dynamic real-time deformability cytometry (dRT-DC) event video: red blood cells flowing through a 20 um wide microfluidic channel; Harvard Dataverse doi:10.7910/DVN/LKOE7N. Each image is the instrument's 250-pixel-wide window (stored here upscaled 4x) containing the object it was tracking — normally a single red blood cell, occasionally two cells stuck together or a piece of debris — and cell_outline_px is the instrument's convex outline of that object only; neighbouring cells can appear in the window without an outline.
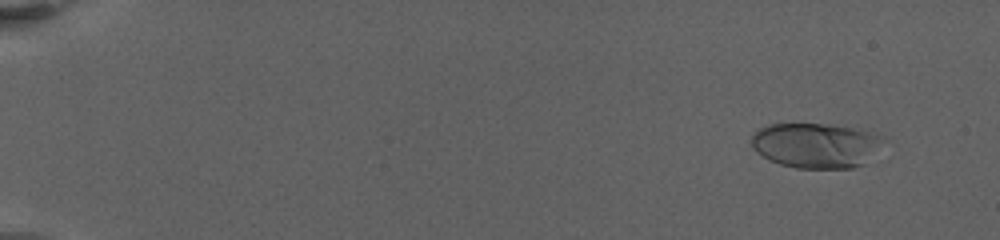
{"species": "human", "species_latin": "Homo sapiens", "temperature_condition": "warm", "stored_images_in_passage": 16, "camera_frame_rate_fps": 3000, "um_per_image_px": 0.085, "donor": {"sex": "female"}, "frame": {"image": 1, "passage_image": 3, "time_ms": 1.667, "image_size_px": [1000, 240], "cell_outline_px": [[880, 136], [860, 164], [852, 168], [796, 168], [780, 164], [768, 160], [756, 152], [752, 148], [752, 136], [760, 128], [772, 124], [828, 124], [852, 128], [868, 132]], "centroid_in_image_um": [69.13, 12.35], "position_along_channel_um": 15.9, "area_um2": 33.12}}
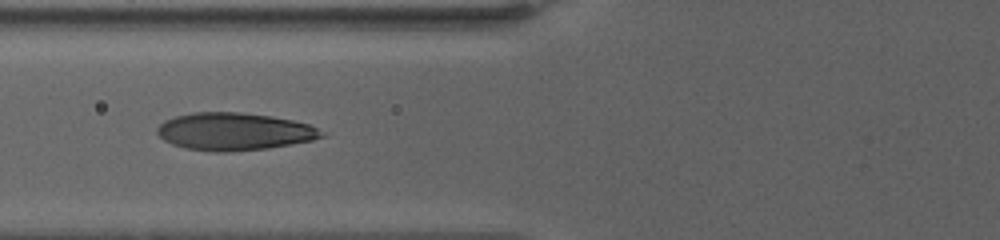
{"frame": {"image": 2, "passage_image": 13, "time_ms": 9.667, "image_size_px": [1000, 240], "cell_outline_px": [[324, 136], [312, 140], [292, 144], [268, 148], [228, 152], [212, 152], [184, 148], [172, 144], [164, 140], [156, 132], [156, 128], [164, 120], [176, 116], [192, 112], [240, 112], [272, 116], [292, 120], [308, 124], [324, 132]], "centroid_in_image_um": [19.88, 11.18], "position_along_channel_um": 105.9, "area_um2": 36.07}}
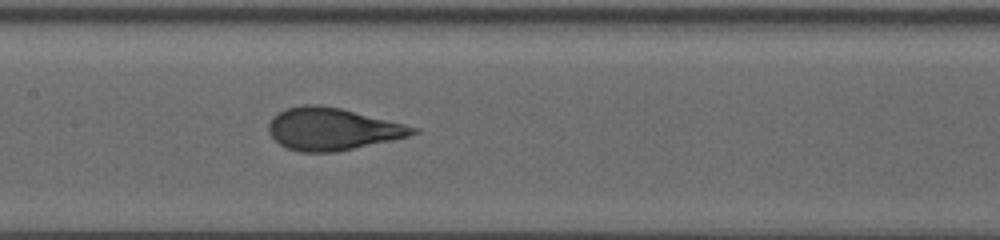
{"frame": {"image": 3, "passage_image": 16, "time_ms": 12.0, "image_size_px": [1000, 240], "cell_outline_px": [[420, 132], [408, 136], [392, 140], [336, 152], [300, 152], [288, 148], [280, 144], [268, 132], [268, 124], [272, 116], [288, 108], [304, 104], [320, 104], [340, 108], [420, 128]], "centroid_in_image_um": [28.24, 10.96], "position_along_channel_um": 179.2, "area_um2": 35.37}}